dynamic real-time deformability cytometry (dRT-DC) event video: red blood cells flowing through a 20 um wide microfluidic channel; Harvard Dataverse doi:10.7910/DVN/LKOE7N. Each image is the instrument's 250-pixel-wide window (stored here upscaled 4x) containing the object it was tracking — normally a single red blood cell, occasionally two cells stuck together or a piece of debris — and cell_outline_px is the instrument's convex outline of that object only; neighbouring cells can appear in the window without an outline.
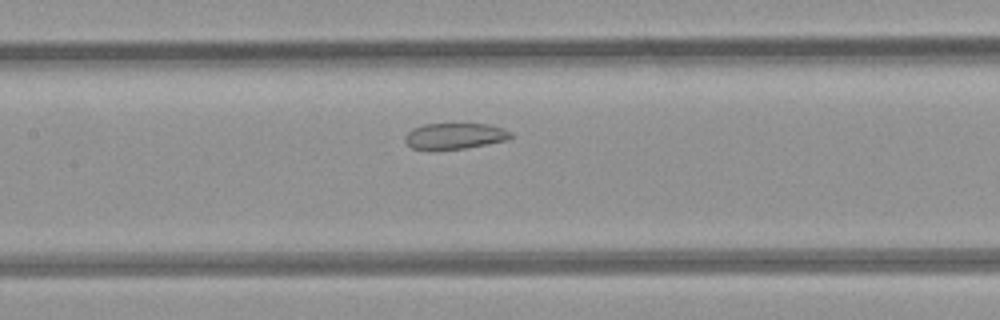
{"species": "common noctule bat (a hibernating species)", "species_latin": "Nyctalus noctula", "temperature_condition": "room temperature", "stored_images_in_passage": 30, "camera_frame_rate_fps": 3000, "um_per_image_px": 0.085, "animal": {"sex": "female", "body_mass_g": 21.9}, "frame": {"image": 1, "passage_image": 13, "time_ms": 4.0, "image_size_px": [1000, 320], "cell_outline_px": [[512, 136], [508, 140], [464, 148], [412, 148], [404, 140], [404, 136], [412, 128], [424, 124], [492, 124], [504, 128], [512, 132]], "centroid_in_image_um": [38.7, 11.53], "position_along_channel_um": 168.7, "area_um2": 15.78}}
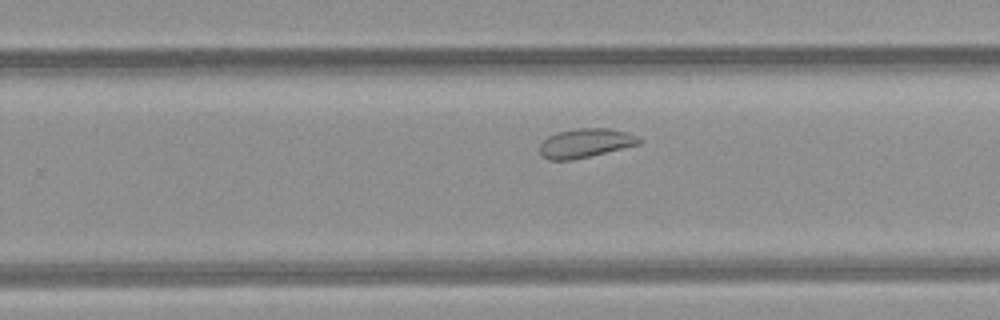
{"frame": {"image": 2, "passage_image": 21, "time_ms": 6.667, "image_size_px": [1000, 320], "cell_outline_px": [[644, 140], [640, 144], [572, 160], [548, 160], [540, 152], [540, 144], [548, 136], [556, 132], [576, 128], [608, 128], [628, 132], [640, 136]], "centroid_in_image_um": [49.8, 12.14], "position_along_channel_um": 280.0, "area_um2": 16.94}}
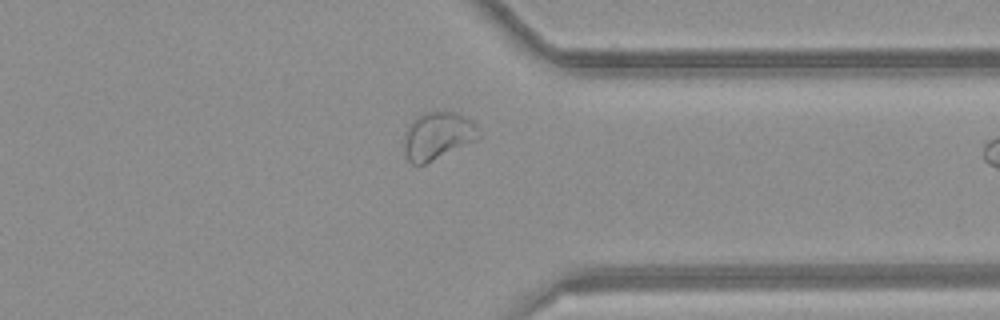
{"frame": {"image": 3, "passage_image": 28, "time_ms": 9.0, "image_size_px": [1000, 320], "cell_outline_px": [[480, 136], [476, 140], [424, 164], [412, 164], [408, 160], [404, 152], [404, 132], [408, 124], [416, 116], [424, 112], [456, 112], [472, 120], [476, 124]], "centroid_in_image_um": [37.17, 11.52], "position_along_channel_um": 374.2, "area_um2": 20.69}}